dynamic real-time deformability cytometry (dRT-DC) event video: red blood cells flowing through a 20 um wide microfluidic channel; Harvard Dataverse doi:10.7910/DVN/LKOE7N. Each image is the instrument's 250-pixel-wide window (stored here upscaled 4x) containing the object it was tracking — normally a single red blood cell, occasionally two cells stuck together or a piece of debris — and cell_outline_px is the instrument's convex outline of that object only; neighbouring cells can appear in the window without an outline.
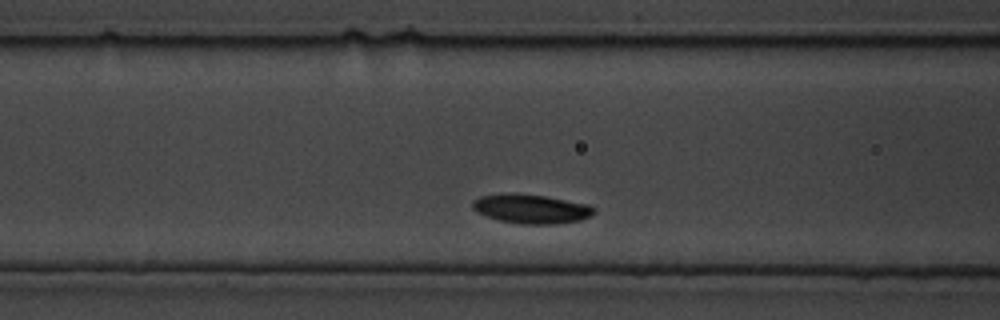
{"species": "common noctule bat (a hibernating species)", "species_latin": "Nyctalus noctula", "temperature_condition": "cold", "stored_images_in_passage": 10, "segment_of_instrument_passage": [1, 2], "camera_frame_rate_fps": 3000, "um_per_image_px": 0.085, "animal": {"sex": "male", "body_mass_g": 19.5, "forearm_length_mm": 54.6}, "frame": {"image": 1, "passage_image": 5, "time_ms": 1.333, "image_size_px": [1000, 320], "cell_outline_px": [[596, 212], [592, 216], [580, 220], [556, 224], [520, 224], [500, 220], [476, 212], [472, 208], [472, 204], [480, 196], [544, 196], [588, 204], [596, 208]], "centroid_in_image_um": [45.26, 17.81], "position_along_channel_um": 121.3, "area_um2": 19.77}}
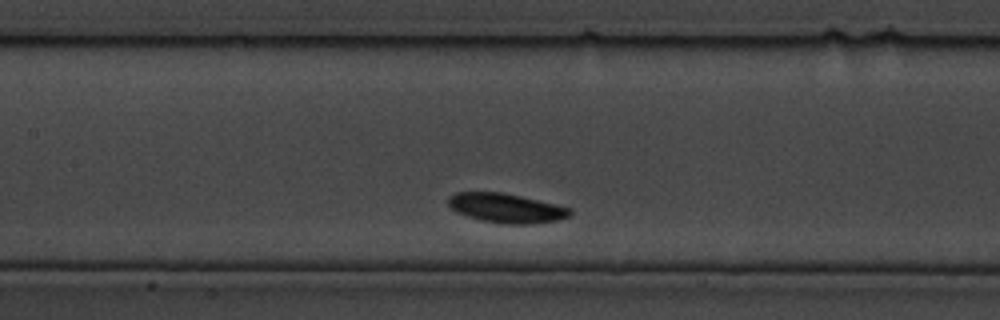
{"frame": {"image": 2, "passage_image": 7, "time_ms": 2.0, "image_size_px": [1000, 320], "cell_outline_px": [[572, 216], [556, 220], [532, 224], [504, 224], [480, 220], [456, 212], [448, 204], [448, 196], [456, 192], [500, 192], [520, 196], [556, 204], [572, 208]], "centroid_in_image_um": [43.04, 17.69], "position_along_channel_um": 164.4, "area_um2": 20.87}}
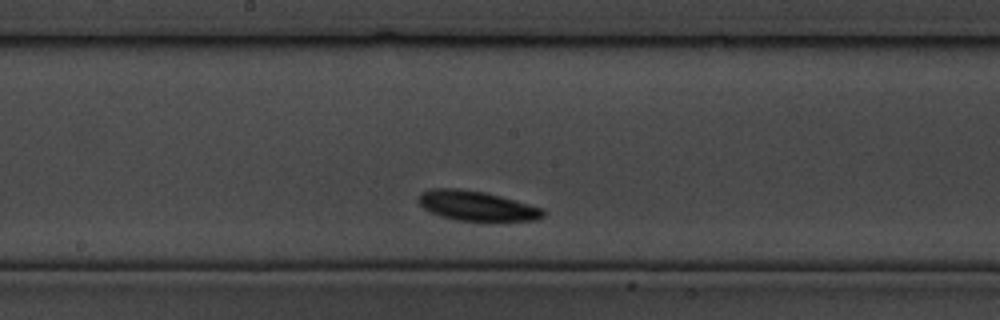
{"frame": {"image": 3, "passage_image": 9, "time_ms": 2.667, "image_size_px": [1000, 320], "cell_outline_px": [[544, 216], [536, 220], [456, 220], [440, 216], [424, 208], [420, 204], [420, 192], [432, 188], [460, 188], [484, 192], [500, 196], [544, 208]], "centroid_in_image_um": [40.52, 17.48], "position_along_channel_um": 207.7, "area_um2": 21.33}}